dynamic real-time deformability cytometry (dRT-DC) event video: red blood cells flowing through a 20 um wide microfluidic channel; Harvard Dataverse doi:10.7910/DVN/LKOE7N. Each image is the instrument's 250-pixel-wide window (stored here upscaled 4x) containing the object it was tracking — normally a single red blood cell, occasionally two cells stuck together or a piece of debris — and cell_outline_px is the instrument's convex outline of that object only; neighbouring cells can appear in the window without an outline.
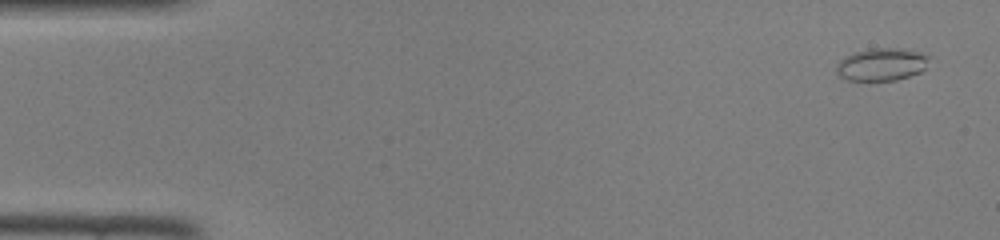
{"species": "common noctule bat (a hibernating species)", "species_latin": "Nyctalus noctula", "temperature_condition": "room temperature", "stored_images_in_passage": 46, "camera_frame_rate_fps": 3000, "um_per_image_px": 0.085, "animal": {"sex": "female", "body_mass_g": 22.0, "forearm_length_mm": 56.7}, "frame": {"image": 1, "passage_image": 2, "time_ms": 0.333, "image_size_px": [1000, 240], "cell_outline_px": [[932, 56], [924, 68], [920, 72], [896, 80], [848, 80], [840, 76], [836, 72], [836, 64], [844, 56], [868, 48], [904, 48]], "centroid_in_image_um": [74.94, 5.46], "position_along_channel_um": 10.1, "area_um2": 17.69}}
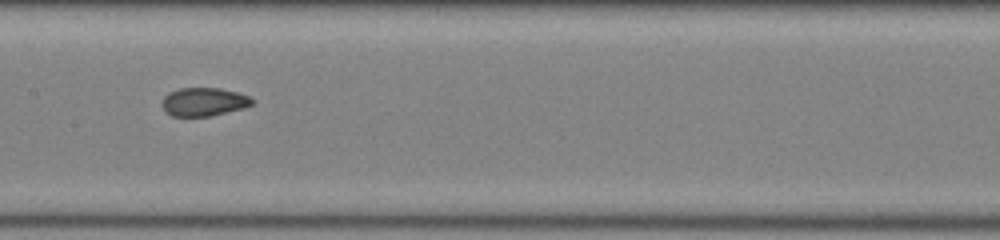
{"frame": {"image": 2, "passage_image": 23, "time_ms": 7.333, "image_size_px": [1000, 240], "cell_outline_px": [[256, 100], [252, 104], [244, 108], [208, 116], [172, 116], [160, 104], [164, 96], [168, 92], [180, 88], [220, 88], [236, 92], [248, 96]], "centroid_in_image_um": [17.32, 8.64], "position_along_channel_um": 190.1, "area_um2": 14.85}}
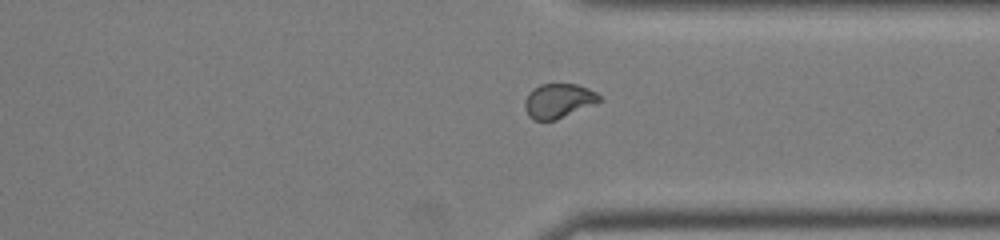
{"frame": {"image": 3, "passage_image": 35, "time_ms": 11.333, "image_size_px": [1000, 240], "cell_outline_px": [[604, 100], [556, 120], [532, 120], [528, 116], [524, 108], [524, 100], [528, 92], [532, 88], [540, 84], [576, 84], [588, 88], [596, 92]], "centroid_in_image_um": [47.45, 8.57], "position_along_channel_um": 364.0, "area_um2": 15.2}}